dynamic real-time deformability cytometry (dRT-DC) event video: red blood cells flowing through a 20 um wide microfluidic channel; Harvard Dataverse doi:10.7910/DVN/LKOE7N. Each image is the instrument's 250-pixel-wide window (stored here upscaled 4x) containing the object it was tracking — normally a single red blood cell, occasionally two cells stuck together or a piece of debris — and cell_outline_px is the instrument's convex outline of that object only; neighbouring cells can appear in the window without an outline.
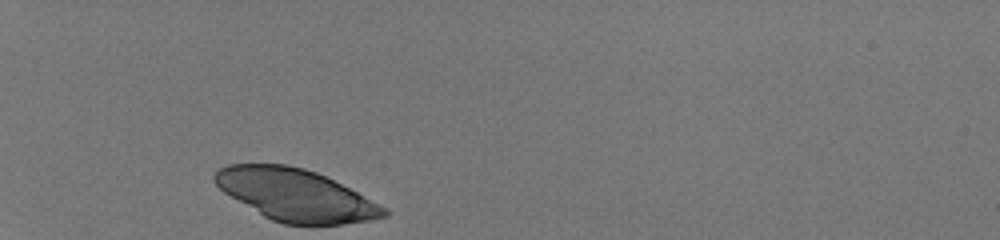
{"species": "human", "species_latin": "Homo sapiens", "temperature_condition": "room temperature", "stored_images_in_passage": 30, "camera_frame_rate_fps": 3000, "um_per_image_px": 0.085, "donor": {"sex": "male"}, "frame": {"image": 1, "passage_image": 1, "time_ms": 0.0, "image_size_px": [1000, 240], "cell_outline_px": [[388, 216], [372, 220], [344, 224], [284, 224], [272, 220], [264, 216], [224, 192], [212, 180], [212, 176], [220, 168], [228, 164], [288, 164], [304, 168], [316, 172], [356, 192], [384, 208], [388, 212]], "centroid_in_image_um": [25.09, 16.57], "position_along_channel_um": 59.9, "area_um2": 50.46}}
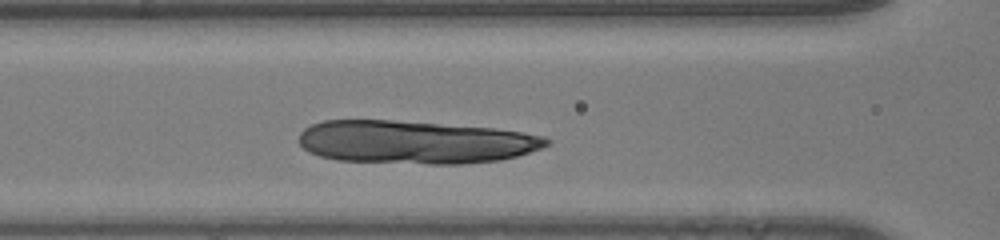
{"frame": {"image": 2, "passage_image": 9, "time_ms": 2.667, "image_size_px": [1000, 240], "cell_outline_px": [[552, 144], [516, 156], [500, 160], [464, 164], [428, 164], [336, 160], [320, 156], [308, 152], [296, 140], [300, 132], [304, 128], [312, 124], [324, 120], [392, 120], [492, 128], [524, 132], [544, 136], [552, 140]], "centroid_in_image_um": [35.27, 12.08], "position_along_channel_um": 131.3, "area_um2": 62.54}}
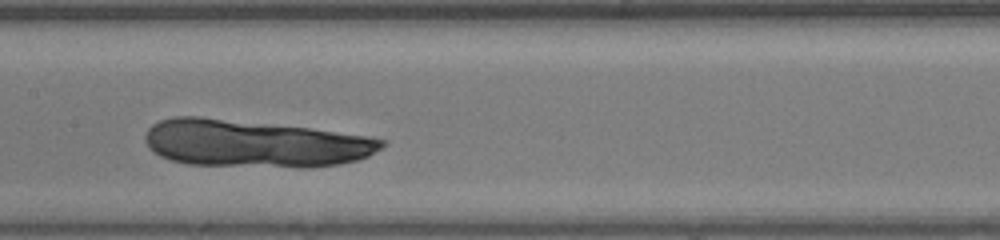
{"frame": {"image": 3, "passage_image": 13, "time_ms": 4.0, "image_size_px": [1000, 240], "cell_outline_px": [[384, 144], [380, 148], [368, 156], [356, 160], [340, 164], [188, 164], [172, 160], [160, 156], [148, 148], [144, 140], [144, 136], [148, 128], [152, 124], [160, 120], [172, 116], [200, 116], [308, 128], [368, 136], [384, 140]], "centroid_in_image_um": [21.49, 12.14], "position_along_channel_um": 185.9, "area_um2": 63.12}}